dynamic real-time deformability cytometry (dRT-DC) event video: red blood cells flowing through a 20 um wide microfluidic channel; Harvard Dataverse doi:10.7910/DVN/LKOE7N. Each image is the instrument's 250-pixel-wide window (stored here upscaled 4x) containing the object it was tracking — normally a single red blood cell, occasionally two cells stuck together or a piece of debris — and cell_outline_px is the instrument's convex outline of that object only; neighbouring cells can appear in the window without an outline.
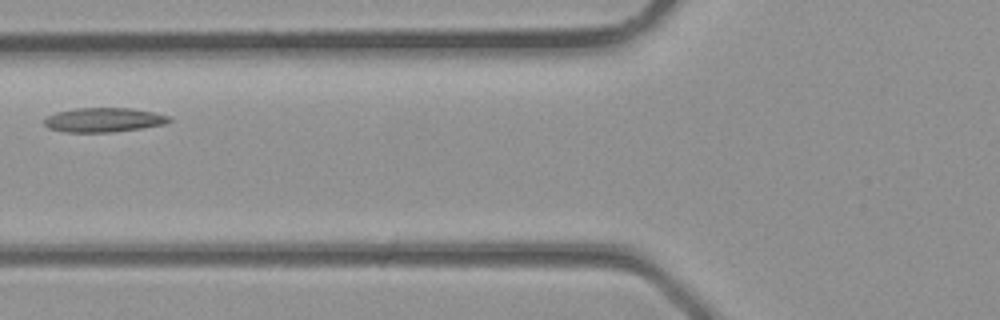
{"species": "common noctule bat (a hibernating species)", "species_latin": "Nyctalus noctula", "temperature_condition": "room temperature", "stored_images_in_passage": 3, "camera_frame_rate_fps": 3000, "um_per_image_px": 0.085, "animal": {"sex": "male", "body_mass_g": 23.1, "forearm_length_mm": 52.7}, "frame": {"image": 1, "passage_image": 3, "time_ms": 0.667, "image_size_px": [1000, 320], "cell_outline_px": [[172, 120], [164, 124], [140, 128], [112, 132], [64, 132], [48, 128], [44, 124], [44, 120], [48, 116], [56, 112], [76, 108], [132, 108], [172, 116]], "centroid_in_image_um": [8.82, 10.19], "position_along_channel_um": 117.0, "area_um2": 17.69}}